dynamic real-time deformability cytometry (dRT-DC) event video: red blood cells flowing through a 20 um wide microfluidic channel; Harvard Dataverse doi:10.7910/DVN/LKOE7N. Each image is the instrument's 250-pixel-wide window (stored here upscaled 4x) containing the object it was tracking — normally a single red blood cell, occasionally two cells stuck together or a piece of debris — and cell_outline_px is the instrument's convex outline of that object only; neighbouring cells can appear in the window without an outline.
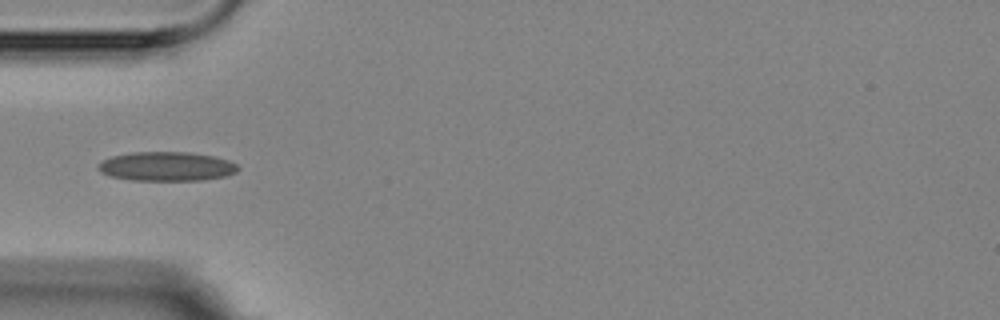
{"species": "Egyptian fruit bat (a non-hibernating species)", "species_latin": "Rousettus aegyptiacus", "temperature_condition": "room temperature", "stored_images_in_passage": 12, "camera_frame_rate_fps": 3000, "um_per_image_px": 0.085, "animal": {"sex": "female"}, "frame": {"image": 1, "passage_image": 1, "time_ms": 0.0, "image_size_px": [1000, 320], "cell_outline_px": [[240, 168], [236, 172], [228, 176], [204, 180], [128, 180], [108, 176], [100, 172], [96, 168], [104, 160], [112, 156], [132, 152], [188, 152], [216, 156], [228, 160], [236, 164]], "centroid_in_image_um": [14.18, 14.15], "position_along_channel_um": 70.8, "area_um2": 23.99}}
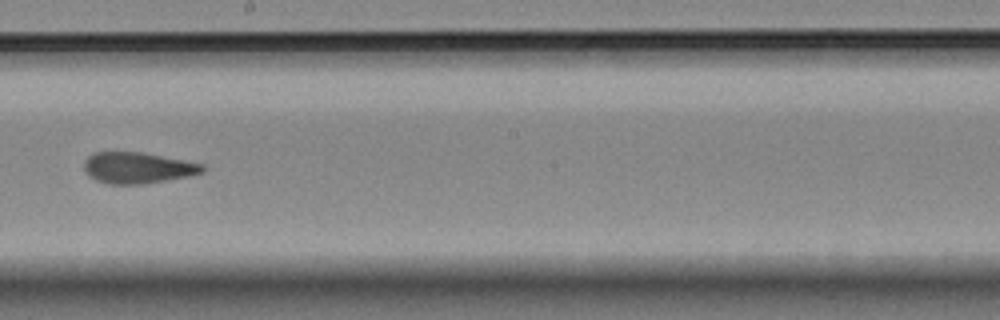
{"frame": {"image": 2, "passage_image": 5, "time_ms": 4.667, "image_size_px": [1000, 320], "cell_outline_px": [[208, 168], [204, 172], [188, 176], [144, 184], [108, 184], [96, 180], [88, 176], [84, 168], [84, 160], [88, 156], [96, 152], [140, 152], [184, 160], [204, 164]], "centroid_in_image_um": [11.71, 14.27], "position_along_channel_um": 236.5, "area_um2": 21.56}}
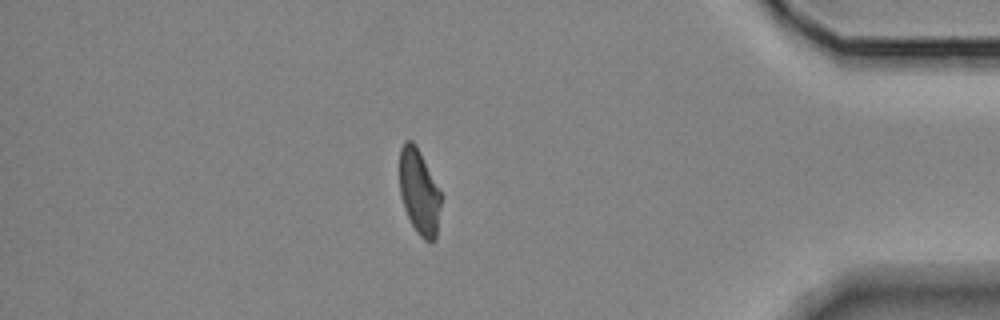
{"frame": {"image": 3, "passage_image": 10, "time_ms": 10.333, "image_size_px": [1000, 320], "cell_outline_px": [[444, 196], [436, 240], [424, 240], [416, 232], [404, 208], [400, 196], [400, 148], [404, 140], [412, 140], [416, 144]], "centroid_in_image_um": [35.67, 16.31], "position_along_channel_um": 399.5, "area_um2": 21.21}}